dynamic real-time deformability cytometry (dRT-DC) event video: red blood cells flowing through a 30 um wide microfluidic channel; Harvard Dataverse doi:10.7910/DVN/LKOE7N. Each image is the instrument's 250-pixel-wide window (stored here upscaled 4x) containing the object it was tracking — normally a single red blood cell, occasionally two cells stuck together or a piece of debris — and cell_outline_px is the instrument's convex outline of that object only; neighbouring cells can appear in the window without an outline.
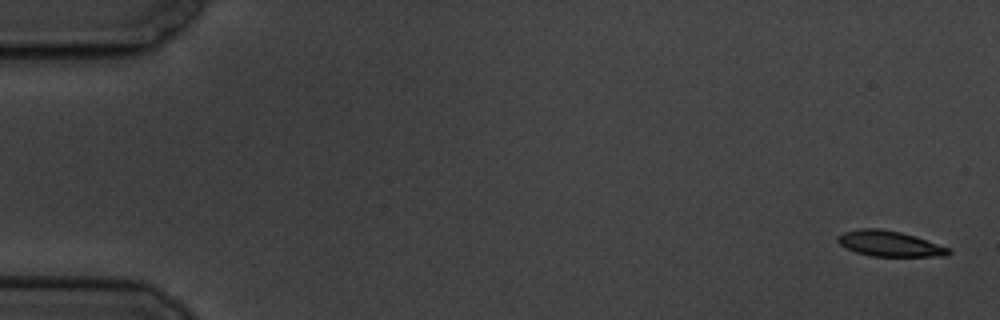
{"species": "common noctule bat (a hibernating species)", "species_latin": "Nyctalus noctula", "temperature_condition": "cold", "stored_images_in_passage": 6, "camera_frame_rate_fps": 3000, "um_per_image_px": 0.085, "animal": {"sex": "male", "body_mass_g": 19.5, "forearm_length_mm": 54.6}, "frame": {"image": 1, "passage_image": 1, "time_ms": 0.0, "image_size_px": [1000, 320], "cell_outline_px": [[952, 252], [948, 256], [872, 256], [856, 252], [844, 248], [836, 240], [836, 236], [844, 232], [860, 228], [880, 228], [900, 232], [916, 236], [948, 248]], "centroid_in_image_um": [75.57, 20.71], "position_along_channel_um": 9.4, "area_um2": 16.53}}
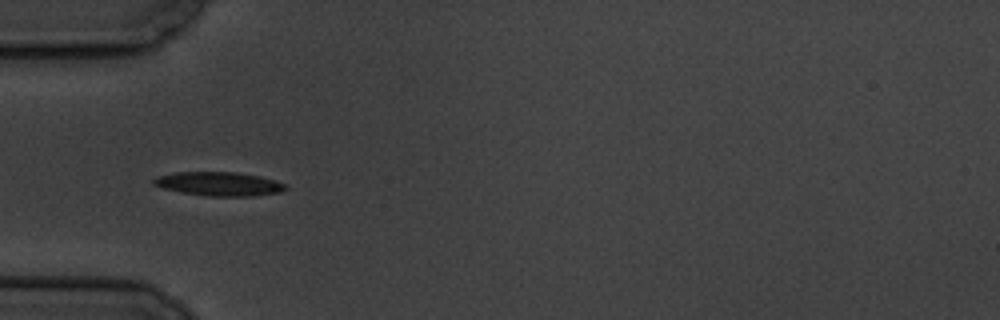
{"frame": {"image": 2, "passage_image": 5, "time_ms": 5.667, "image_size_px": [1000, 320], "cell_outline_px": [[288, 188], [280, 192], [252, 196], [208, 196], [184, 192], [164, 188], [152, 184], [152, 180], [156, 176], [176, 172], [236, 172], [260, 176], [284, 184]], "centroid_in_image_um": [18.59, 15.62], "position_along_channel_um": 66.4, "area_um2": 18.15}}
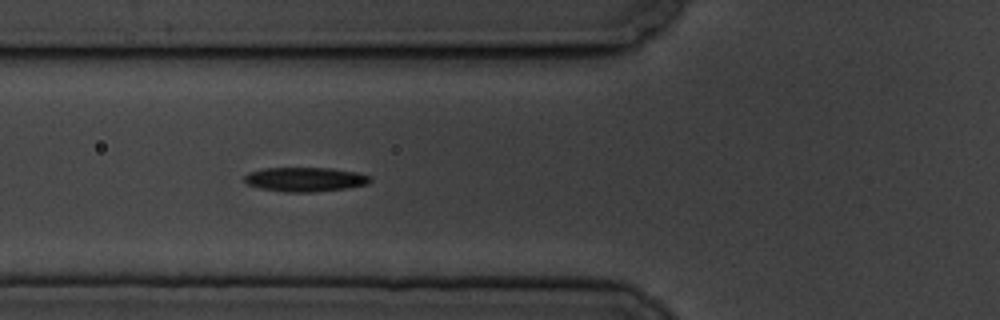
{"frame": {"image": 3, "passage_image": 6, "time_ms": 6.667, "image_size_px": [1000, 320], "cell_outline_px": [[372, 180], [368, 184], [348, 188], [312, 192], [288, 192], [260, 188], [248, 184], [244, 180], [244, 176], [248, 172], [264, 168], [332, 168], [356, 172], [372, 176]], "centroid_in_image_um": [25.97, 15.24], "position_along_channel_um": 99.8, "area_um2": 17.86}}